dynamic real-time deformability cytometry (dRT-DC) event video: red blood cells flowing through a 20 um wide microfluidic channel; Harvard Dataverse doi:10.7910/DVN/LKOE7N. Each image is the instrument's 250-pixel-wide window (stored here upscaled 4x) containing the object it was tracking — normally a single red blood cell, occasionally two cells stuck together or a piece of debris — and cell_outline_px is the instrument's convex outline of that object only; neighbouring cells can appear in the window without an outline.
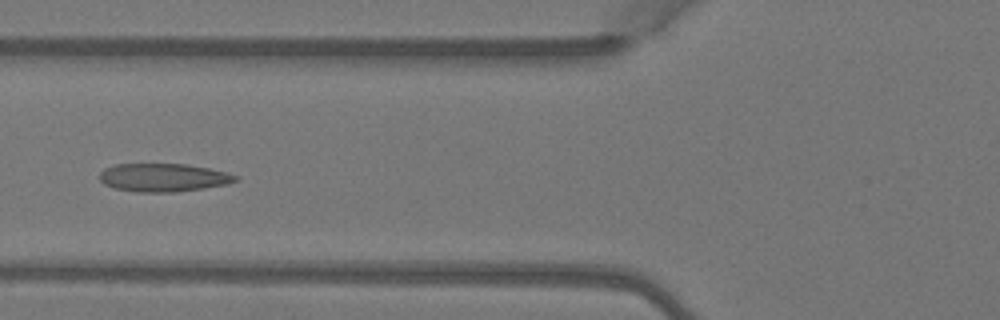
{"species": "Egyptian fruit bat (a non-hibernating species)", "species_latin": "Rousettus aegyptiacus", "temperature_condition": "warm", "stored_images_in_passage": 6, "camera_frame_rate_fps": 3000, "um_per_image_px": 0.085, "animal": {"sex": "female"}, "frame": {"image": 1, "passage_image": 5, "time_ms": 1.333, "image_size_px": [1000, 320], "cell_outline_px": [[240, 176], [236, 180], [228, 184], [204, 188], [176, 192], [136, 192], [116, 188], [104, 184], [100, 180], [100, 172], [104, 168], [116, 164], [188, 164], [228, 172]], "centroid_in_image_um": [13.91, 15.09], "position_along_channel_um": 111.9, "area_um2": 22.43}}
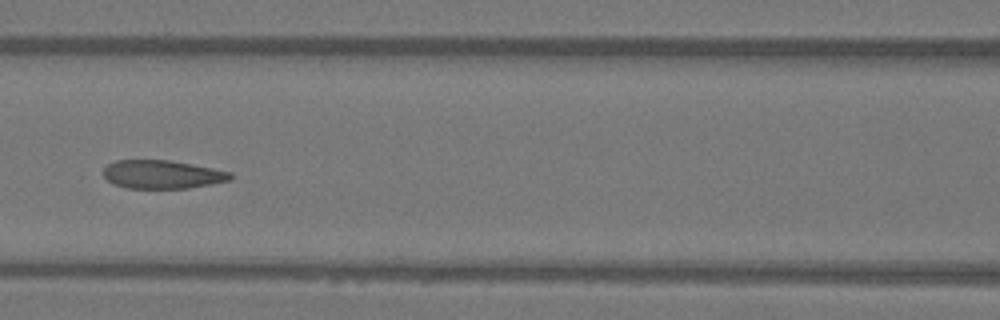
{"frame": {"image": 2, "passage_image": 6, "time_ms": 1.667, "image_size_px": [1000, 320], "cell_outline_px": [[232, 176], [228, 180], [188, 188], [124, 188], [112, 184], [104, 176], [104, 168], [108, 164], [116, 160], [172, 160], [232, 172]], "centroid_in_image_um": [13.74, 14.82], "position_along_channel_um": 152.9, "area_um2": 20.92}}